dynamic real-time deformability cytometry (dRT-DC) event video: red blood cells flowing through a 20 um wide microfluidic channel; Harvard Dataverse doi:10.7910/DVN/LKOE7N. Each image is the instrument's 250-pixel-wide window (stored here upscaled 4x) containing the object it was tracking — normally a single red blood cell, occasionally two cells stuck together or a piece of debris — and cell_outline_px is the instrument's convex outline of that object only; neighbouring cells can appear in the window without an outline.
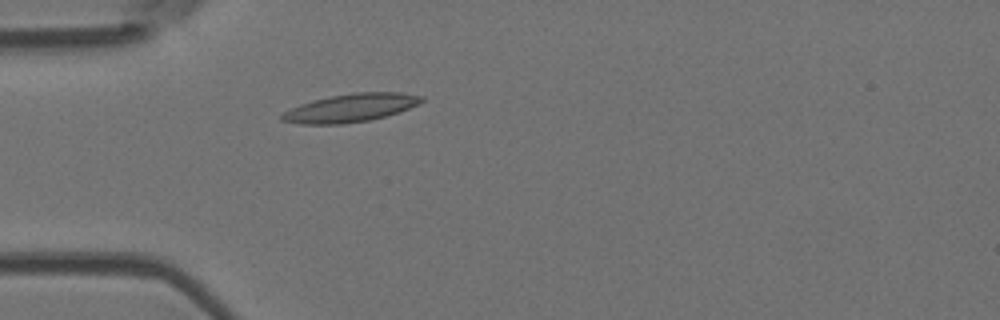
{"species": "Egyptian fruit bat (a non-hibernating species)", "species_latin": "Rousettus aegyptiacus", "temperature_condition": "room temperature", "stored_images_in_passage": 1, "camera_frame_rate_fps": 3000, "um_per_image_px": 0.085, "animal": {"sex": "female"}, "frame": {"image": 1, "passage_image": 1, "time_ms": 0.0, "image_size_px": [1000, 320], "cell_outline_px": [[424, 100], [408, 108], [384, 116], [368, 120], [340, 124], [300, 124], [280, 120], [280, 116], [284, 112], [300, 104], [312, 100], [332, 96], [356, 92], [400, 92], [424, 96]], "centroid_in_image_um": [29.77, 9.16], "position_along_channel_um": 55.2, "area_um2": 22.6}}